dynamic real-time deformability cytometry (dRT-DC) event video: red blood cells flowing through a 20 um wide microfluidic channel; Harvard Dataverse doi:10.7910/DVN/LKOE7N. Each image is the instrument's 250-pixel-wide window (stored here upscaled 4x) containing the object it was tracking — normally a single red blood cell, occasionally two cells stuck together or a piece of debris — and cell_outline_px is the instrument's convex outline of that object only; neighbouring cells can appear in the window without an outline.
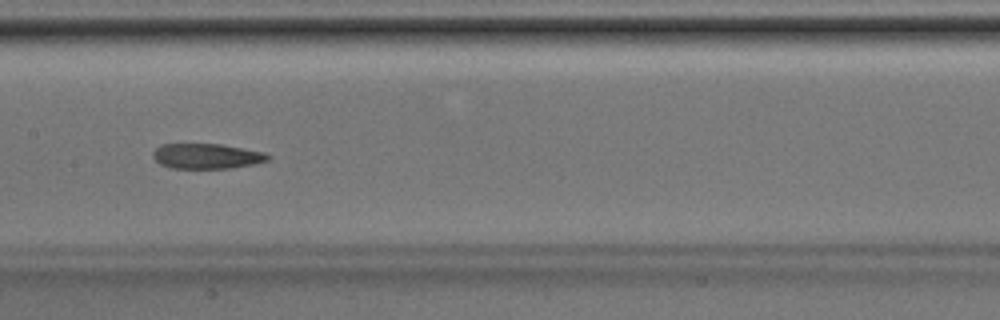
{"species": "Egyptian fruit bat (a non-hibernating species)", "species_latin": "Rousettus aegyptiacus", "temperature_condition": "room temperature", "stored_images_in_passage": 38, "camera_frame_rate_fps": 3000, "um_per_image_px": 0.085, "animal": {"sex": "male"}, "frame": {"image": 1, "passage_image": 17, "time_ms": 5.333, "image_size_px": [1000, 320], "cell_outline_px": [[272, 156], [268, 160], [256, 164], [232, 168], [168, 168], [160, 164], [152, 156], [152, 152], [160, 144], [220, 144], [264, 152]], "centroid_in_image_um": [17.57, 13.27], "position_along_channel_um": 189.8, "area_um2": 16.99}}
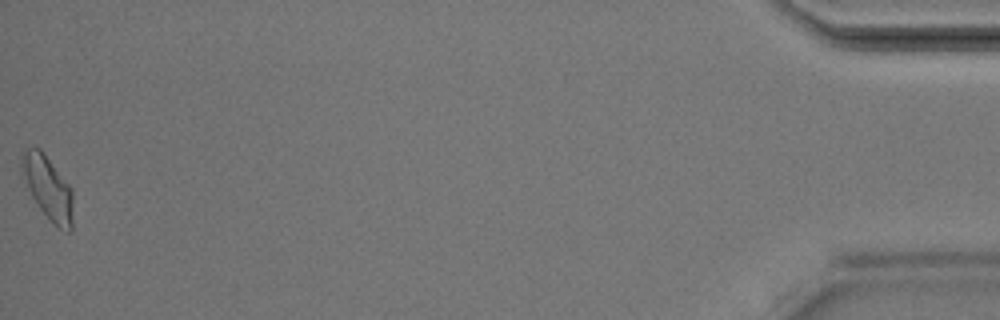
{"frame": {"image": 2, "passage_image": 38, "time_ms": 12.333, "image_size_px": [1000, 320], "cell_outline_px": [[72, 232], [68, 232], [60, 228], [48, 220], [32, 196], [20, 176], [20, 152], [24, 148], [40, 148], [44, 152], [72, 188]], "centroid_in_image_um": [4.03, 15.91], "position_along_channel_um": 431.2, "area_um2": 19.42}}